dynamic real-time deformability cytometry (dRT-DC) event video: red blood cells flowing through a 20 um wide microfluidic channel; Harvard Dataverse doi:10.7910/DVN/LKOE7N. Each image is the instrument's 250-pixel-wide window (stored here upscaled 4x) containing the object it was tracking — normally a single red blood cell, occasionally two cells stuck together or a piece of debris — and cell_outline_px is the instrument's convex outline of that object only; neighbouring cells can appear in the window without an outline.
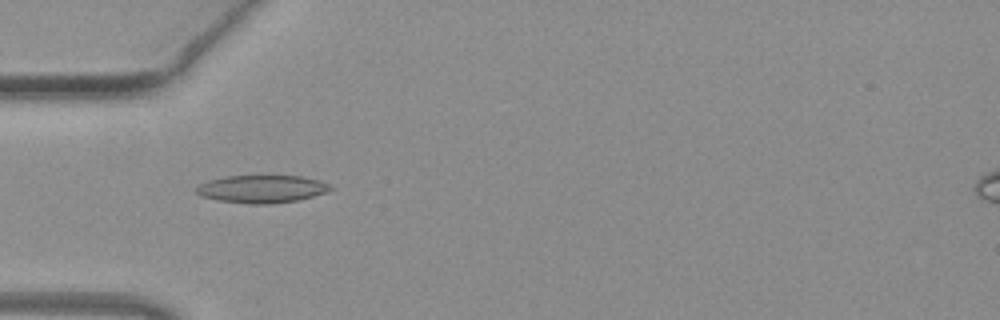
{"species": "common noctule bat (a hibernating species)", "species_latin": "Nyctalus noctula", "temperature_condition": "warm", "stored_images_in_passage": 37, "camera_frame_rate_fps": 3000, "um_per_image_px": 0.085, "animal": {"sex": "female", "body_mass_g": 19.3, "forearm_length_mm": 54.1}, "frame": {"image": 1, "passage_image": 3, "time_ms": 0.667, "image_size_px": [1000, 320], "cell_outline_px": [[332, 188], [324, 192], [312, 196], [296, 200], [272, 204], [248, 204], [220, 200], [200, 196], [196, 192], [196, 188], [200, 184], [208, 180], [224, 176], [300, 176], [320, 180], [328, 184]], "centroid_in_image_um": [22.21, 16.06], "position_along_channel_um": 62.8, "area_um2": 21.44}}
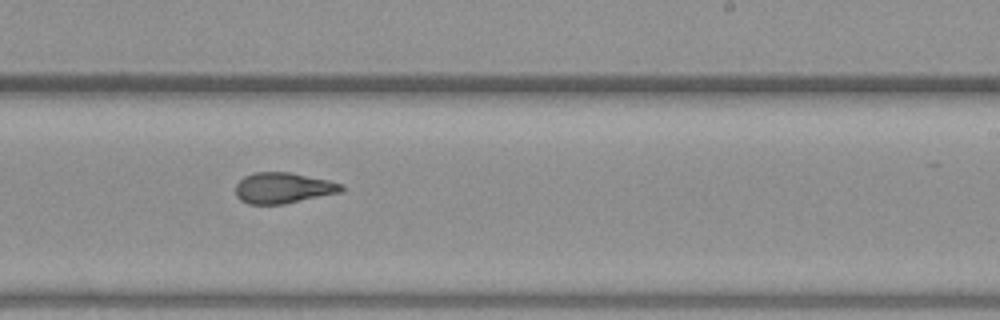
{"frame": {"image": 2, "passage_image": 18, "time_ms": 5.667, "image_size_px": [1000, 320], "cell_outline_px": [[344, 188], [340, 192], [284, 204], [248, 204], [240, 200], [236, 196], [236, 184], [244, 176], [256, 172], [292, 172], [328, 180], [344, 184]], "centroid_in_image_um": [24.06, 15.97], "position_along_channel_um": 264.9, "area_um2": 19.02}}
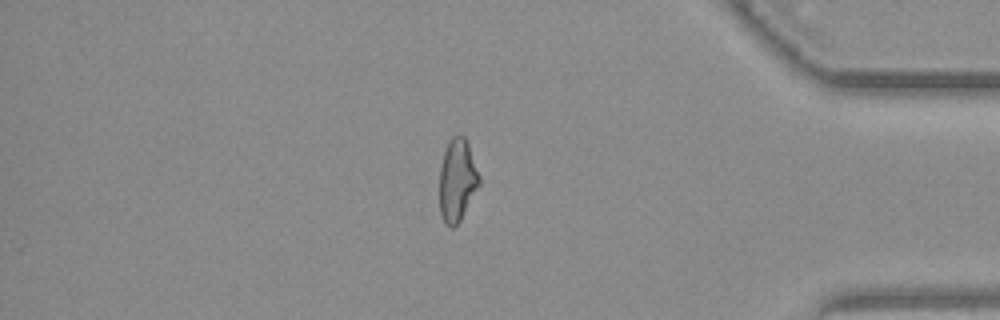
{"frame": {"image": 3, "passage_image": 30, "time_ms": 9.667, "image_size_px": [1000, 320], "cell_outline_px": [[480, 184], [460, 220], [452, 228], [444, 224], [440, 216], [440, 168], [444, 152], [452, 136], [460, 132], [464, 136], [468, 144], [480, 176]], "centroid_in_image_um": [38.86, 15.31], "position_along_channel_um": 396.3, "area_um2": 19.07}, "authors_computed_cell_mechanics": {"area_um2": 19.4786, "velocity_mm_per_s": 4.0798, "shape_relaxation_time_tau1_ms": null, "shape_relaxation_time_tau2_ms": 1.9137, "deformation_change_tau1": null, "deformation_change_tau2": 0.0949}}